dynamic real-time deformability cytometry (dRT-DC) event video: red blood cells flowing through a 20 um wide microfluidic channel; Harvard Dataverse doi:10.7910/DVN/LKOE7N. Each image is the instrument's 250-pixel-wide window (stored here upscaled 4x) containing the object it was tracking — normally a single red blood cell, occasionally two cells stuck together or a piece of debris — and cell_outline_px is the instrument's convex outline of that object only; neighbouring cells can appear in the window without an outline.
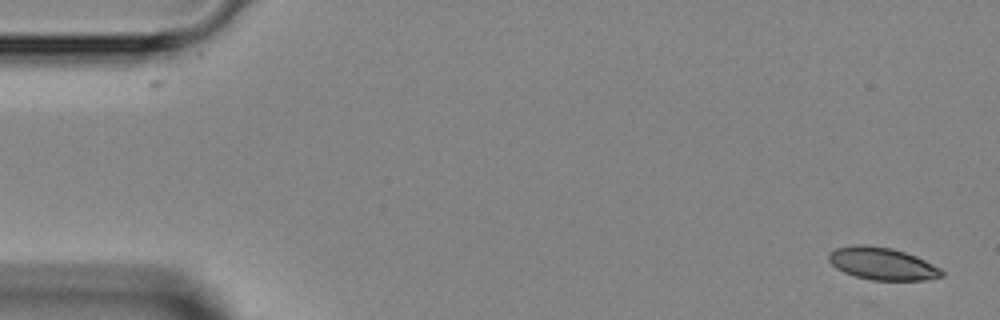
{"species": "Egyptian fruit bat (a non-hibernating species)", "species_latin": "Rousettus aegyptiacus", "temperature_condition": "room temperature", "stored_images_in_passage": 4, "camera_frame_rate_fps": 3000, "um_per_image_px": 0.085, "animal": {"sex": "female"}, "frame": {"image": 1, "passage_image": 1, "time_ms": 0.0, "image_size_px": [1000, 320], "cell_outline_px": [[944, 276], [924, 280], [872, 280], [856, 276], [844, 272], [836, 268], [828, 260], [828, 256], [836, 248], [856, 244], [860, 244], [892, 248], [916, 256], [940, 268], [944, 272]], "centroid_in_image_um": [75.0, 22.41], "position_along_channel_um": 10.0, "area_um2": 21.15}}
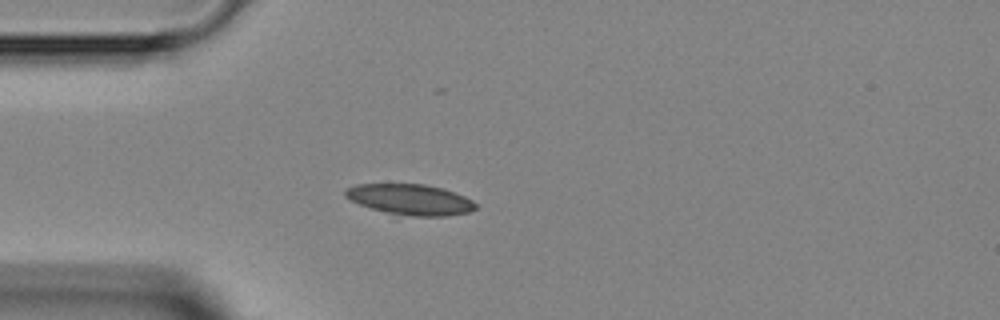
{"frame": {"image": 2, "passage_image": 4, "time_ms": 3.667, "image_size_px": [1000, 320], "cell_outline_px": [[476, 208], [468, 212], [448, 216], [412, 216], [388, 212], [372, 208], [360, 204], [344, 196], [344, 188], [356, 184], [424, 184], [444, 188], [464, 196], [472, 200], [476, 204]], "centroid_in_image_um": [34.87, 16.94], "position_along_channel_um": 50.1, "area_um2": 23.18}}